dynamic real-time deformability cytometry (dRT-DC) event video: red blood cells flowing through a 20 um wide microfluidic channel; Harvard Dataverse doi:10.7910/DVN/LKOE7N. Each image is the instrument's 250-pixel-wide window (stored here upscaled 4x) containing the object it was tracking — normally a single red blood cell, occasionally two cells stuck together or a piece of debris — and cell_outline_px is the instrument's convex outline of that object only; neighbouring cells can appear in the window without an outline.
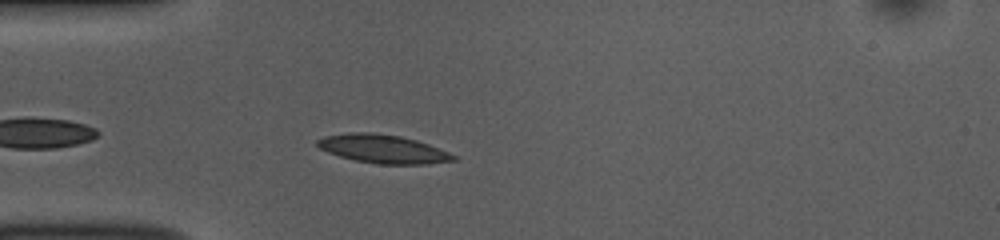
{"species": "common noctule bat (a hibernating species)", "species_latin": "Nyctalus noctula", "temperature_condition": "room temperature", "stored_images_in_passage": 42, "camera_frame_rate_fps": 3000, "um_per_image_px": 0.085, "animal": {"sex": "female", "body_mass_g": 10.0, "forearm_length_mm": 53.1}, "frame": {"image": 1, "passage_image": 4, "time_ms": 1.0, "image_size_px": [1000, 240], "cell_outline_px": [[456, 160], [428, 164], [376, 164], [356, 160], [340, 156], [328, 152], [320, 148], [316, 144], [316, 140], [324, 136], [348, 132], [372, 132], [400, 136], [416, 140], [428, 144], [448, 152], [456, 156]], "centroid_in_image_um": [32.53, 12.65], "position_along_channel_um": 52.5, "area_um2": 22.54}}
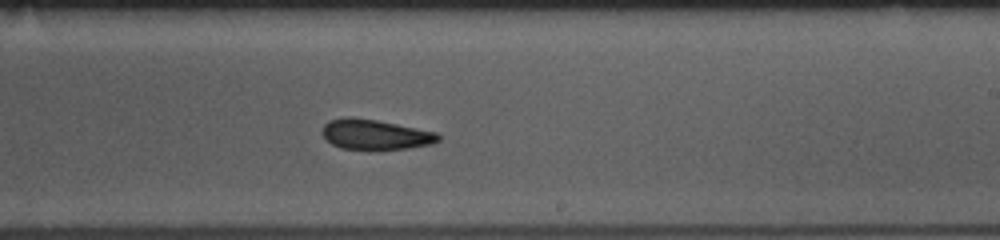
{"frame": {"image": 2, "passage_image": 21, "time_ms": 6.667, "image_size_px": [1000, 240], "cell_outline_px": [[440, 140], [432, 144], [408, 148], [376, 152], [340, 148], [332, 144], [320, 132], [324, 124], [328, 120], [348, 116], [352, 116], [376, 120], [436, 132], [440, 136]], "centroid_in_image_um": [31.86, 11.46], "position_along_channel_um": 257.1, "area_um2": 21.04}}
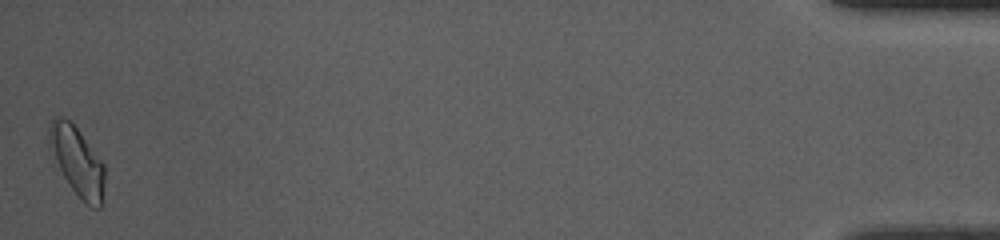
{"frame": {"image": 3, "passage_image": 42, "time_ms": 13.667, "image_size_px": [1000, 240], "cell_outline_px": [[104, 204], [100, 208], [92, 208], [72, 188], [64, 176], [48, 148], [48, 124], [56, 116], [60, 116], [68, 120], [76, 128], [104, 164]], "centroid_in_image_um": [6.55, 13.71], "position_along_channel_um": 428.6, "area_um2": 22.02}, "authors_computed_cell_mechanics": {"area_um2": 21.097, "velocity_mm_per_s": 3.7532, "shape_relaxation_time_tau1_ms": 8.1273, "shape_relaxation_time_tau2_ms": 3.8063, "deformation_change_tau1": 0.1743, "deformation_change_tau2": 0.0983}}